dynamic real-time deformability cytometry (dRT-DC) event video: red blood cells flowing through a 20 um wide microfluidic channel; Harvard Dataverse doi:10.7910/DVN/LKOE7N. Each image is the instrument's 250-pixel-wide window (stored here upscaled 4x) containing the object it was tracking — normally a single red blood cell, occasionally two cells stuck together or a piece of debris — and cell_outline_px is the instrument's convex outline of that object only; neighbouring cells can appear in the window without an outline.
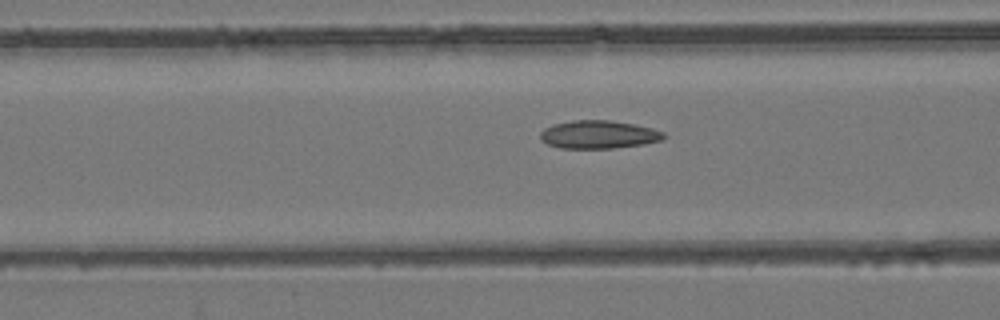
{"species": "common noctule bat (a hibernating species)", "species_latin": "Nyctalus noctula", "temperature_condition": "room temperature", "stored_images_in_passage": 55, "camera_frame_rate_fps": 3000, "um_per_image_px": 0.085, "animal": {"sex": "female", "body_mass_g": 24.6, "forearm_length_mm": 56.2}, "frame": {"image": 1, "passage_image": 22, "time_ms": 7.0, "image_size_px": [1000, 320], "cell_outline_px": [[668, 136], [664, 140], [644, 144], [612, 148], [560, 148], [548, 144], [540, 140], [540, 132], [544, 128], [552, 124], [572, 120], [608, 120], [632, 124], [652, 128], [664, 132]], "centroid_in_image_um": [50.89, 11.43], "position_along_channel_um": 115.7, "area_um2": 20.35}}
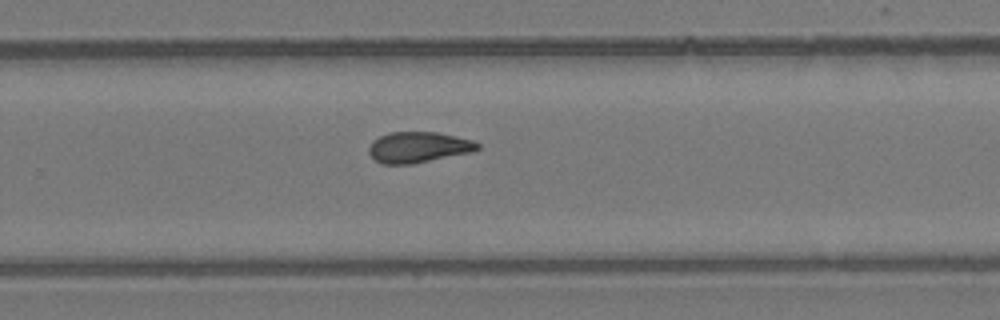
{"frame": {"image": 2, "passage_image": 36, "time_ms": 11.667, "image_size_px": [1000, 320], "cell_outline_px": [[480, 148], [472, 152], [412, 164], [384, 164], [376, 160], [368, 152], [368, 148], [372, 140], [388, 132], [436, 132], [456, 136], [472, 140], [480, 144]], "centroid_in_image_um": [35.56, 12.51], "position_along_channel_um": 294.2, "area_um2": 19.54}}
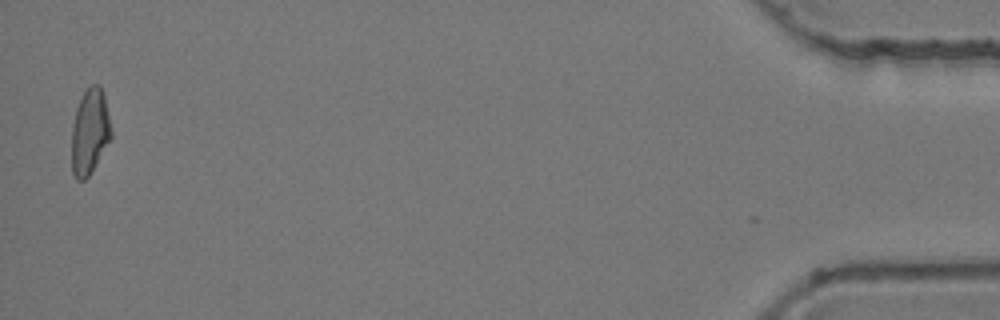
{"frame": {"image": 3, "passage_image": 54, "time_ms": 17.667, "image_size_px": [1000, 320], "cell_outline_px": [[112, 136], [88, 176], [84, 180], [76, 180], [72, 172], [72, 128], [76, 108], [88, 84], [100, 84], [104, 96], [112, 132]], "centroid_in_image_um": [7.62, 11.16], "position_along_channel_um": 427.6, "area_um2": 19.48}, "authors_computed_cell_mechanics": {"area_um2": 19.9988, "velocity_mm_per_s": 3.832, "shape_relaxation_time_tau1_ms": null, "shape_relaxation_time_tau2_ms": 2.3365, "deformation_change_tau1": null, "deformation_change_tau2": 0.0983}}